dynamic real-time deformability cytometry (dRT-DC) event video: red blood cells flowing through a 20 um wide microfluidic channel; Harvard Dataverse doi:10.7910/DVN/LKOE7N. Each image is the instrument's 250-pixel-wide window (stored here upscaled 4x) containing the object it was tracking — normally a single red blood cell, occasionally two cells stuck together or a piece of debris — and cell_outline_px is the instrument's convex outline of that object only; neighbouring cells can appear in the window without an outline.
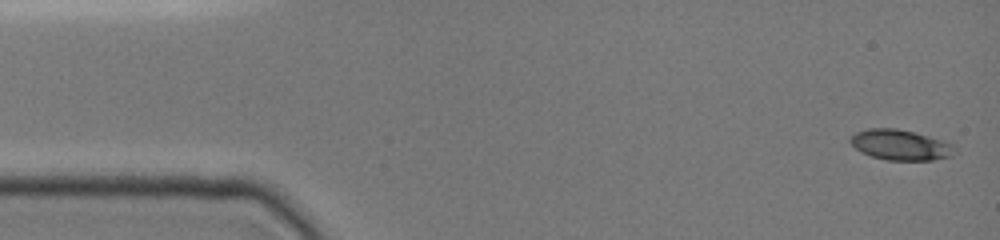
{"species": "common noctule bat (a hibernating species)", "species_latin": "Nyctalus noctula", "temperature_condition": "cold", "stored_images_in_passage": 35, "camera_frame_rate_fps": 3000, "um_per_image_px": 0.085, "animal": {"sex": "female", "body_mass_g": 19.0, "forearm_length_mm": 51.5}, "frame": {"image": 1, "passage_image": 1, "time_ms": 0.0, "image_size_px": [1000, 240], "cell_outline_px": [[956, 152], [952, 156], [932, 160], [888, 160], [872, 156], [860, 152], [848, 140], [856, 132], [868, 128], [896, 128], [928, 136], [952, 144], [956, 148]], "centroid_in_image_um": [76.53, 12.32], "position_along_channel_um": 8.5, "area_um2": 18.38}}
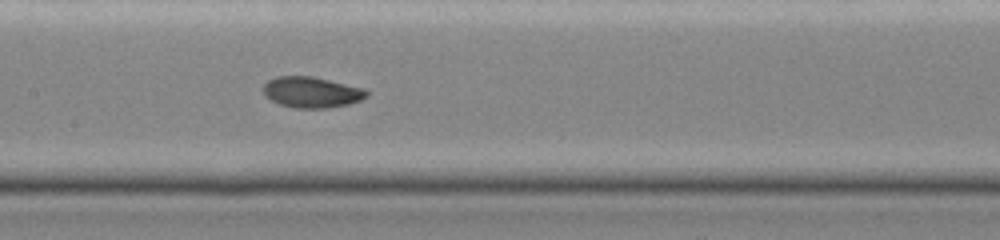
{"frame": {"image": 2, "passage_image": 16, "time_ms": 7.333, "image_size_px": [1000, 240], "cell_outline_px": [[368, 96], [360, 100], [348, 104], [324, 108], [296, 108], [280, 104], [264, 96], [264, 84], [268, 80], [276, 76], [312, 76], [364, 88], [368, 92]], "centroid_in_image_um": [26.48, 7.83], "position_along_channel_um": 180.9, "area_um2": 18.5}}
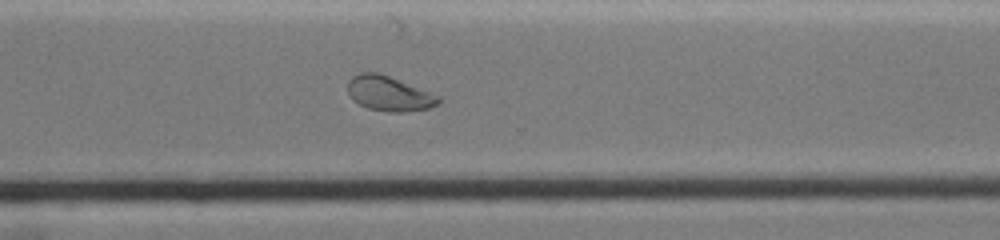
{"frame": {"image": 3, "passage_image": 33, "time_ms": 11.333, "image_size_px": [1000, 240], "cell_outline_px": [[440, 104], [428, 108], [400, 112], [388, 112], [368, 108], [352, 100], [348, 92], [348, 80], [352, 76], [360, 72], [380, 72], [440, 96]], "centroid_in_image_um": [33.05, 7.94], "position_along_channel_um": 337.5, "area_um2": 18.5}}